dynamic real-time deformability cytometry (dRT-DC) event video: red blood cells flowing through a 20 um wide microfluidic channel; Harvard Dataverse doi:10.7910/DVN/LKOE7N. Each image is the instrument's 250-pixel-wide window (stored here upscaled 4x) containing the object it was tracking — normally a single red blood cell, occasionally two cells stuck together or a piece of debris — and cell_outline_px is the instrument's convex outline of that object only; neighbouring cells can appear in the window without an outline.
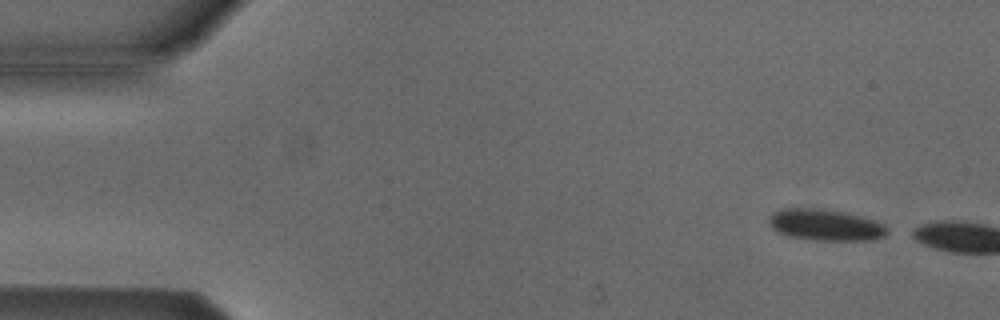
{"species": "Egyptian fruit bat (a non-hibernating species)", "species_latin": "Rousettus aegyptiacus", "temperature_condition": "cold", "stored_images_in_passage": 8, "camera_frame_rate_fps": 3000, "um_per_image_px": 0.085, "animal": {"sex": "male"}, "frame": {"image": 1, "passage_image": 2, "time_ms": 0.333, "image_size_px": [1000, 320], "cell_outline_px": [[888, 232], [884, 236], [872, 240], [816, 240], [788, 236], [772, 228], [768, 220], [772, 212], [784, 208], [820, 208], [860, 216], [876, 220], [884, 224], [888, 228]], "centroid_in_image_um": [70.17, 19.12], "position_along_channel_um": 14.8, "area_um2": 21.56}}